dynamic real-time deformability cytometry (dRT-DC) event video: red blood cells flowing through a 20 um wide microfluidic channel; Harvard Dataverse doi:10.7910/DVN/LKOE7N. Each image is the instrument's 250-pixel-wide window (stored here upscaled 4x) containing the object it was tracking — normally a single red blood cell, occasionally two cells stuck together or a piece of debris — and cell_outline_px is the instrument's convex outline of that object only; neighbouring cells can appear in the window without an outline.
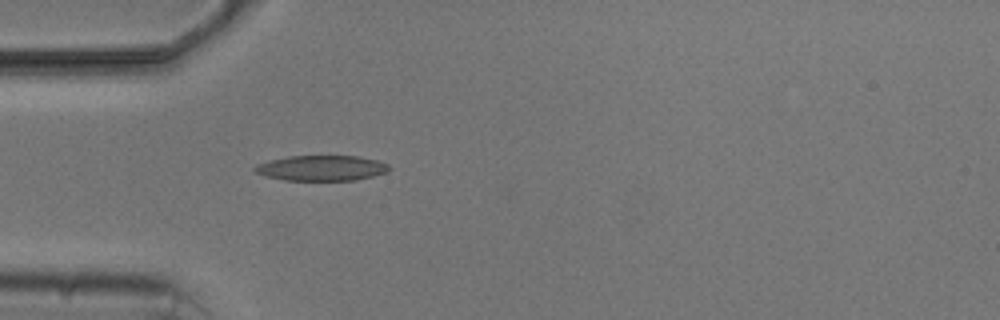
{"species": "common noctule bat (a hibernating species)", "species_latin": "Nyctalus noctula", "temperature_condition": "cold", "stored_images_in_passage": 5, "camera_frame_rate_fps": 3000, "um_per_image_px": 0.085, "animal": {"sex": "male", "body_mass_g": 20.5, "forearm_length_mm": 52.5}, "frame": {"image": 1, "passage_image": 5, "time_ms": 4.667, "image_size_px": [1000, 320], "cell_outline_px": [[392, 168], [388, 172], [356, 180], [284, 180], [264, 176], [256, 172], [252, 168], [256, 164], [268, 160], [288, 156], [360, 156], [376, 160], [388, 164]], "centroid_in_image_um": [27.32, 14.28], "position_along_channel_um": 57.7, "area_um2": 20.0}}